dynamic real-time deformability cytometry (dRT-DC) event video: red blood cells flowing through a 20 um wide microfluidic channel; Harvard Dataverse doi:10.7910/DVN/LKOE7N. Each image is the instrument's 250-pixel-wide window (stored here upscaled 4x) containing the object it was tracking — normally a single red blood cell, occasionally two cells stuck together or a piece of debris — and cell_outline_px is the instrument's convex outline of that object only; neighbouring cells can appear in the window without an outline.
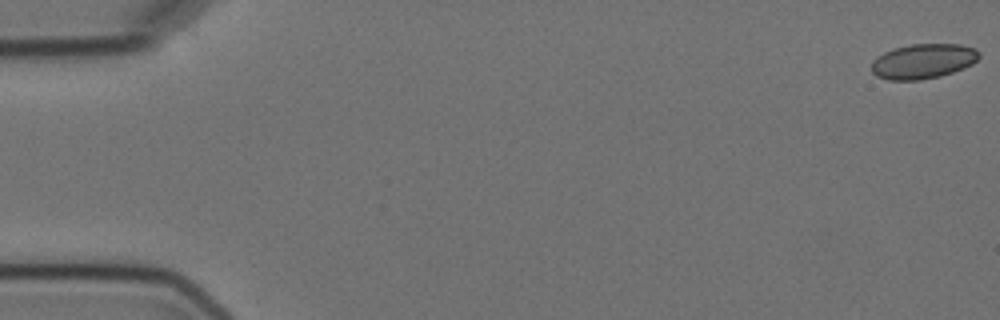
{"species": "Egyptian fruit bat (a non-hibernating species)", "species_latin": "Rousettus aegyptiacus", "temperature_condition": "cold", "stored_images_in_passage": 7, "camera_frame_rate_fps": 3000, "um_per_image_px": 0.085, "animal": {"sex": "female"}, "frame": {"image": 1, "passage_image": 1, "time_ms": 0.0, "image_size_px": [1000, 320], "cell_outline_px": [[980, 56], [972, 64], [964, 68], [940, 76], [920, 80], [888, 80], [876, 76], [872, 72], [872, 60], [876, 56], [892, 48], [912, 44], [960, 44], [976, 48], [980, 52]], "centroid_in_image_um": [78.45, 5.2], "position_along_channel_um": 6.5, "area_um2": 22.08}}
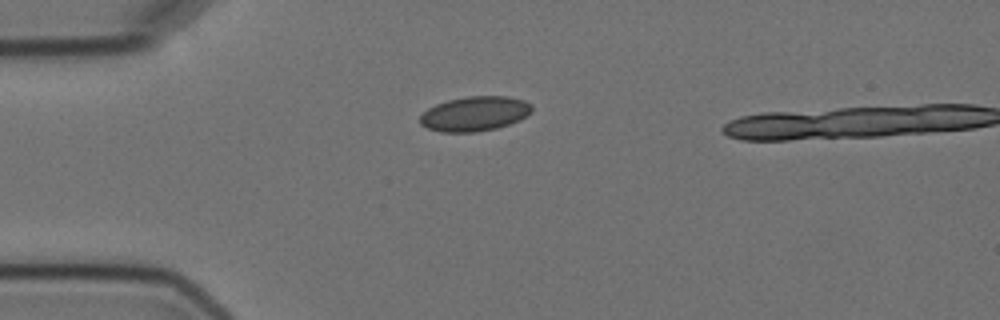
{"frame": {"image": 2, "passage_image": 5, "time_ms": 4.667, "image_size_px": [1000, 320], "cell_outline_px": [[532, 112], [520, 120], [496, 128], [476, 132], [440, 132], [428, 128], [420, 124], [420, 116], [428, 108], [436, 104], [448, 100], [468, 96], [508, 96], [524, 100], [532, 104]], "centroid_in_image_um": [40.37, 9.66], "position_along_channel_um": 44.6, "area_um2": 22.66}}
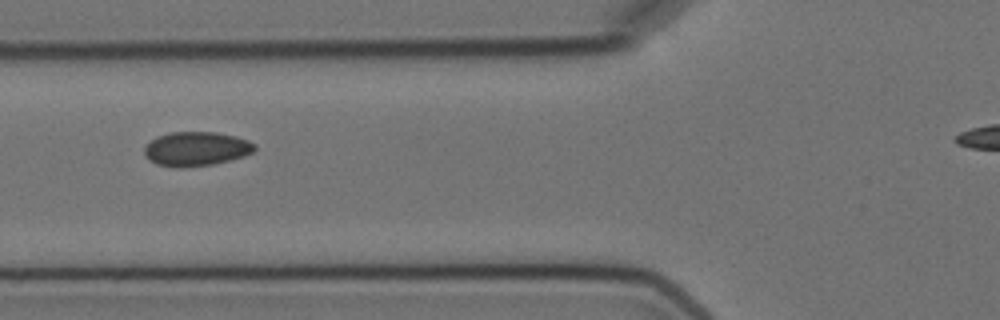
{"frame": {"image": 3, "passage_image": 7, "time_ms": 7.0, "image_size_px": [1000, 320], "cell_outline_px": [[256, 148], [252, 152], [244, 156], [212, 164], [184, 168], [176, 168], [156, 164], [144, 152], [144, 148], [156, 136], [172, 132], [216, 132], [236, 136], [248, 140], [256, 144]], "centroid_in_image_um": [16.7, 12.65], "position_along_channel_um": 109.1, "area_um2": 21.91}}